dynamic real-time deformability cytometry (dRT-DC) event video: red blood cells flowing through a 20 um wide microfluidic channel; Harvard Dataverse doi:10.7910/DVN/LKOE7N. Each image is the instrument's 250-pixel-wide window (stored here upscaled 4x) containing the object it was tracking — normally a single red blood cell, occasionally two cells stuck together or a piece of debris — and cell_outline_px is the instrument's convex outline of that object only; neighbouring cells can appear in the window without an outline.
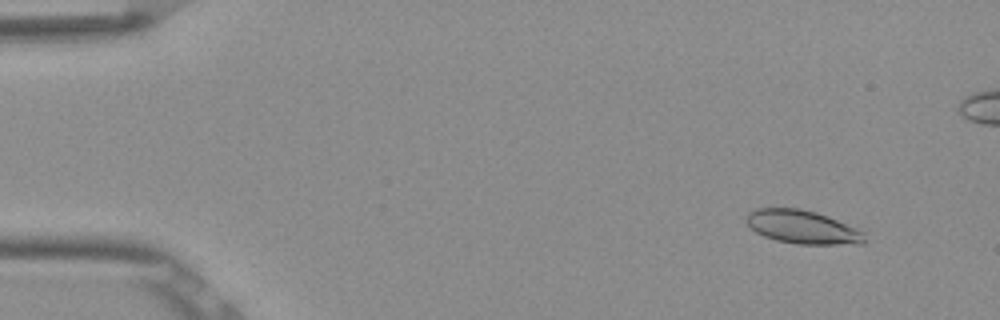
{"species": "Egyptian fruit bat (a non-hibernating species)", "species_latin": "Rousettus aegyptiacus", "temperature_condition": "room temperature", "stored_images_in_passage": 54, "camera_frame_rate_fps": 3000, "um_per_image_px": 0.085, "frame": {"image": 1, "passage_image": 5, "time_ms": 1.333, "image_size_px": [1000, 320], "cell_outline_px": [[864, 244], [796, 244], [776, 240], [764, 236], [756, 232], [744, 220], [744, 216], [748, 212], [756, 208], [800, 208], [816, 212], [856, 228], [864, 232]], "centroid_in_image_um": [68.16, 19.29], "position_along_channel_um": 16.8, "area_um2": 23.0}}
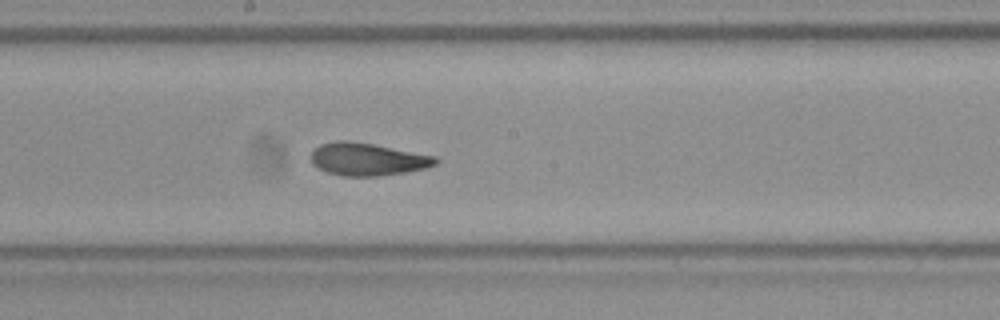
{"frame": {"image": 2, "passage_image": 29, "time_ms": 9.333, "image_size_px": [1000, 320], "cell_outline_px": [[440, 160], [436, 164], [424, 168], [404, 172], [380, 176], [340, 176], [328, 172], [312, 164], [312, 152], [320, 144], [336, 140], [348, 140], [372, 144], [436, 156]], "centroid_in_image_um": [31.24, 13.53], "position_along_channel_um": 217.0, "area_um2": 23.52}}
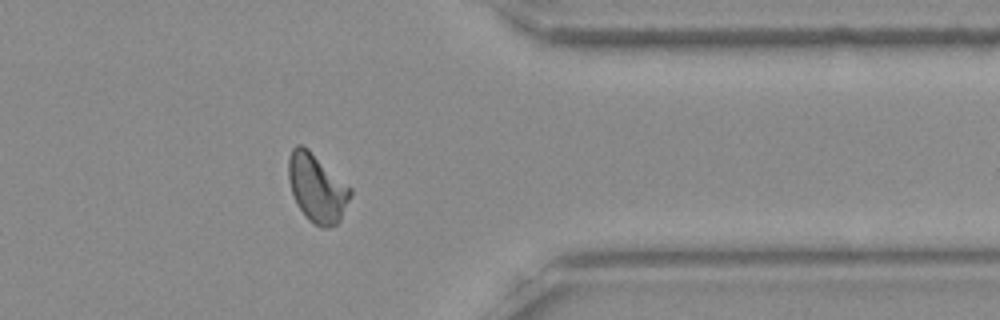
{"frame": {"image": 3, "passage_image": 43, "time_ms": 14.0, "image_size_px": [1000, 320], "cell_outline_px": [[352, 192], [340, 220], [336, 224], [324, 228], [320, 228], [308, 220], [304, 216], [296, 204], [288, 180], [288, 156], [292, 148], [296, 144], [300, 144], [308, 148], [352, 188]], "centroid_in_image_um": [26.92, 15.97], "position_along_channel_um": 384.5, "area_um2": 24.8}, "authors_computed_cell_mechanics": {"area_um2": 23.4379, "velocity_mm_per_s": 3.8456, "shape_relaxation_time_tau1_ms": 7.85, "shape_relaxation_time_tau2_ms": 1.5124, "deformation_change_tau1": 0.1647, "deformation_change_tau2": 0.0788}}